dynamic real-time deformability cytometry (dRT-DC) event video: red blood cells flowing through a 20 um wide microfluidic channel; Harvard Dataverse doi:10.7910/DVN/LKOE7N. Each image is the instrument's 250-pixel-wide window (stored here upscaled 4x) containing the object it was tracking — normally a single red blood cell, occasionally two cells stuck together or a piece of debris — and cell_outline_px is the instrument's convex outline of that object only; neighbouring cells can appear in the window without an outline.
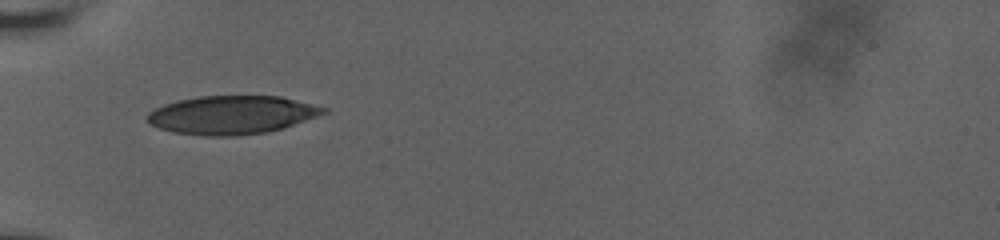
{"species": "human", "species_latin": "Homo sapiens", "temperature_condition": "room temperature", "stored_images_in_passage": 45, "camera_frame_rate_fps": 3000, "um_per_image_px": 0.085, "donor": {"sex": "male"}, "frame": {"image": 1, "passage_image": 1, "time_ms": 0.0, "image_size_px": [1000, 240], "cell_outline_px": [[328, 112], [284, 128], [264, 132], [236, 136], [204, 136], [172, 132], [160, 128], [152, 124], [144, 116], [148, 112], [164, 104], [176, 100], [200, 96], [280, 96], [328, 108]], "centroid_in_image_um": [19.69, 9.77], "position_along_channel_um": 65.3, "area_um2": 39.48}}
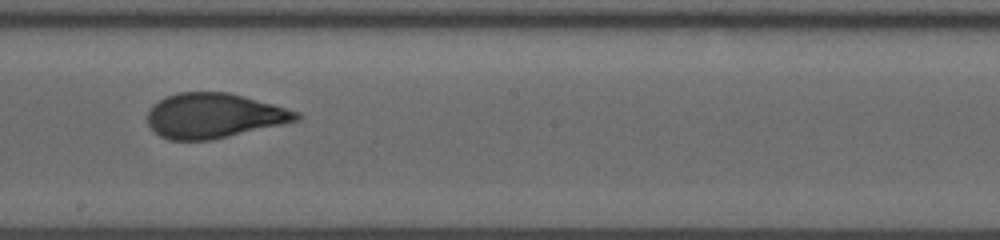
{"frame": {"image": 2, "passage_image": 25, "time_ms": 4.667, "image_size_px": [1000, 240], "cell_outline_px": [[304, 116], [300, 120], [212, 140], [168, 140], [160, 136], [148, 124], [148, 108], [152, 104], [164, 96], [180, 92], [228, 92], [244, 96], [300, 112]], "centroid_in_image_um": [18.18, 9.83], "position_along_channel_um": 230.0, "area_um2": 39.07}}
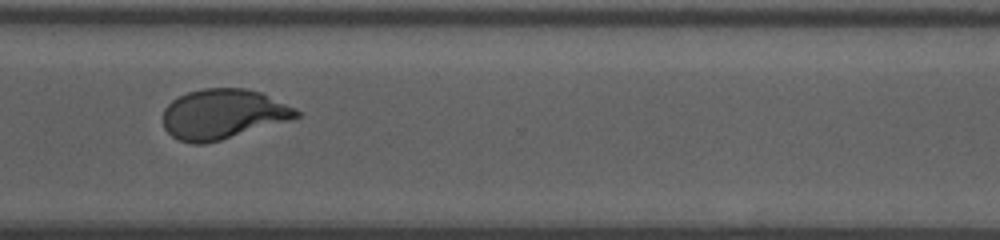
{"frame": {"image": 3, "passage_image": 44, "time_ms": 8.0, "image_size_px": [1000, 240], "cell_outline_px": [[300, 116], [288, 120], [220, 140], [204, 144], [192, 144], [180, 140], [172, 136], [164, 128], [164, 108], [172, 100], [188, 92], [204, 88], [244, 88], [260, 92], [296, 108], [300, 112]], "centroid_in_image_um": [18.93, 9.69], "position_along_channel_um": 351.7, "area_um2": 38.38}}